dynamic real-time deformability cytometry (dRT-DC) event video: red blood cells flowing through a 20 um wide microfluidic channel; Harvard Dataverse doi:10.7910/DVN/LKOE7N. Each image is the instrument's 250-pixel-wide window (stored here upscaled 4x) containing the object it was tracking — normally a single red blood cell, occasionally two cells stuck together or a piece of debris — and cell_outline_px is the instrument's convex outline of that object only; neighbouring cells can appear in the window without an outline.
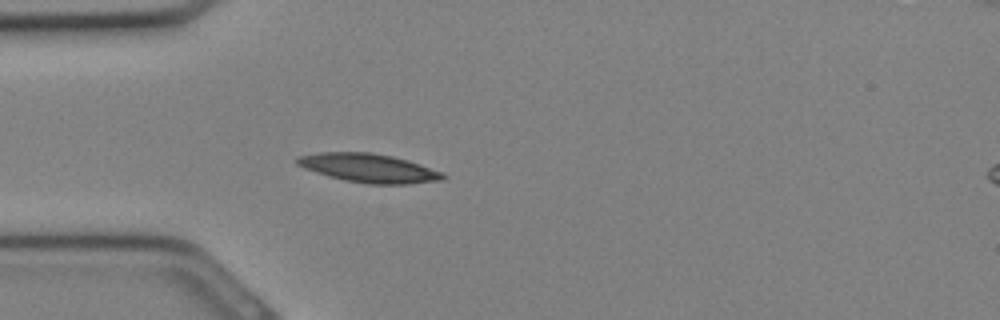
{"species": "Egyptian fruit bat (a non-hibernating species)", "species_latin": "Rousettus aegyptiacus", "temperature_condition": "cold", "stored_images_in_passage": 28, "camera_frame_rate_fps": 3000, "um_per_image_px": 0.085, "animal": {"sex": "female"}, "frame": {"image": 1, "passage_image": 5, "time_ms": 1.333, "image_size_px": [1000, 320], "cell_outline_px": [[448, 176], [444, 180], [408, 184], [368, 184], [344, 180], [328, 176], [304, 168], [296, 164], [296, 156], [316, 152], [372, 152], [392, 156], [408, 160], [444, 172]], "centroid_in_image_um": [31.37, 14.28], "position_along_channel_um": 53.6, "area_um2": 24.74}}
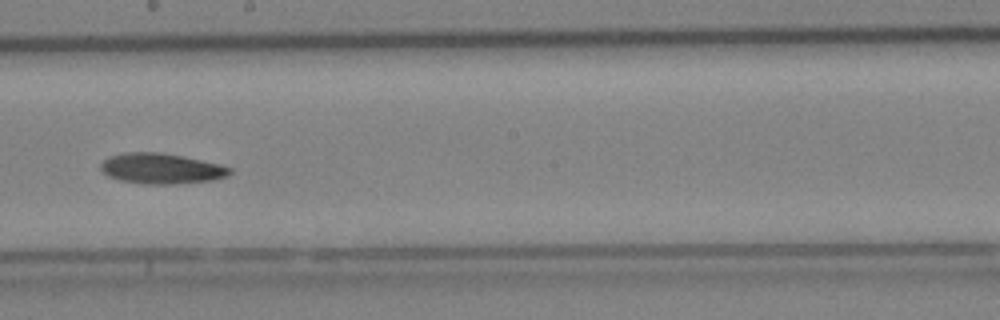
{"frame": {"image": 2, "passage_image": 14, "time_ms": 4.333, "image_size_px": [1000, 320], "cell_outline_px": [[232, 172], [228, 176], [212, 180], [176, 184], [144, 184], [120, 180], [108, 176], [100, 168], [100, 164], [108, 156], [124, 152], [160, 152], [184, 156], [220, 164], [232, 168]], "centroid_in_image_um": [13.72, 14.32], "position_along_channel_um": 234.5, "area_um2": 23.12}}
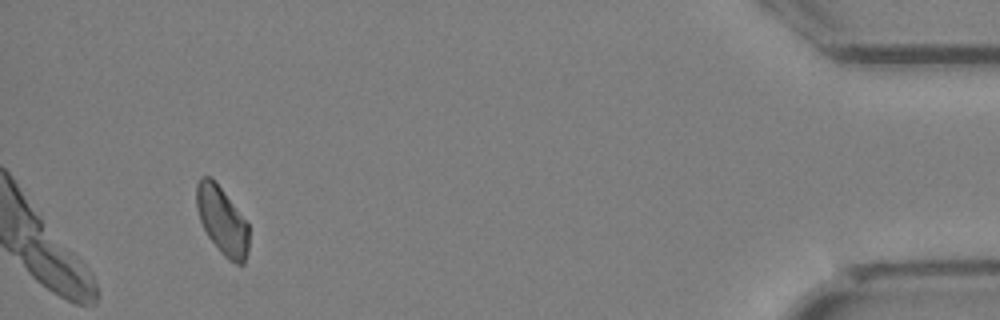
{"frame": {"image": 3, "passage_image": 26, "time_ms": 8.333, "image_size_px": [1000, 320], "cell_outline_px": [[248, 252], [244, 264], [236, 264], [228, 260], [220, 252], [208, 236], [200, 220], [196, 208], [196, 184], [200, 176], [212, 176], [248, 224]], "centroid_in_image_um": [18.86, 18.74], "position_along_channel_um": 416.3, "area_um2": 20.69}}